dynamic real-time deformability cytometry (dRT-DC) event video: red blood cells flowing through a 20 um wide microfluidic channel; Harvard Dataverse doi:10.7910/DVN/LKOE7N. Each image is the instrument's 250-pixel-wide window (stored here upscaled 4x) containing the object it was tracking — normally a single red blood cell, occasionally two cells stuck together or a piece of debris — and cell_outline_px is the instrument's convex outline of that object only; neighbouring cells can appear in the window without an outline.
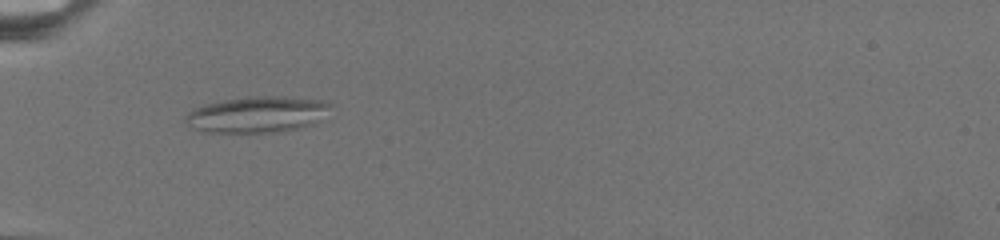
{"species": "common noctule bat (a hibernating species)", "species_latin": "Nyctalus noctula", "temperature_condition": "warm", "stored_images_in_passage": 10, "camera_frame_rate_fps": 3000, "um_per_image_px": 0.085, "animal": {"sex": "female", "body_mass_g": 19.5, "forearm_length_mm": 54.1}, "frame": {"image": 1, "passage_image": 9, "time_ms": 9.0, "image_size_px": [1000, 240], "cell_outline_px": [[332, 104], [312, 124], [296, 128], [276, 132], [200, 132], [192, 128], [184, 120], [184, 116], [192, 108], [204, 104], [224, 100], [252, 96], [276, 96], [320, 100]], "centroid_in_image_um": [21.73, 9.73], "position_along_channel_um": 63.3, "area_um2": 30.11}}